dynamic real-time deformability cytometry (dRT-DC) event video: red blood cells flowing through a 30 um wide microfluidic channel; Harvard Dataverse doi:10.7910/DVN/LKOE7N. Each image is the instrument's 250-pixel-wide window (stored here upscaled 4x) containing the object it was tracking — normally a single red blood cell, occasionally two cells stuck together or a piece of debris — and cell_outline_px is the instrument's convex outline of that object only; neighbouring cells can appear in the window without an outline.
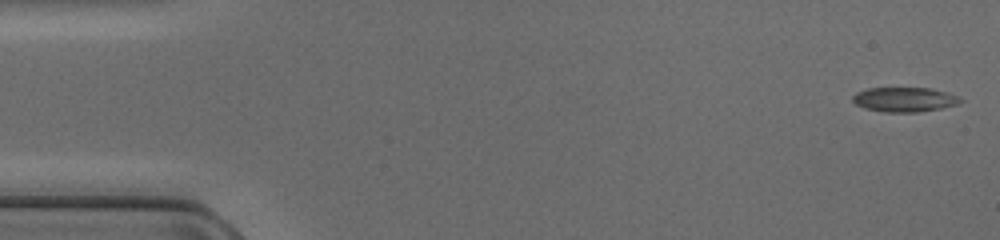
{"species": "common noctule bat (a hibernating species)", "species_latin": "Nyctalus noctula", "temperature_condition": "cold", "stored_images_in_passage": 48, "camera_frame_rate_fps": 3000, "um_per_image_px": 0.085, "animal": {"sex": "female", "body_mass_g": 17.0, "forearm_length_mm": 48.0}, "frame": {"image": 1, "passage_image": 1, "time_ms": 0.0, "image_size_px": [1000, 240], "cell_outline_px": [[964, 100], [956, 104], [940, 108], [916, 112], [884, 112], [864, 108], [856, 104], [852, 100], [852, 96], [856, 92], [868, 88], [928, 88], [944, 92], [956, 96]], "centroid_in_image_um": [76.81, 8.46], "position_along_channel_um": 8.2, "area_um2": 15.2}}
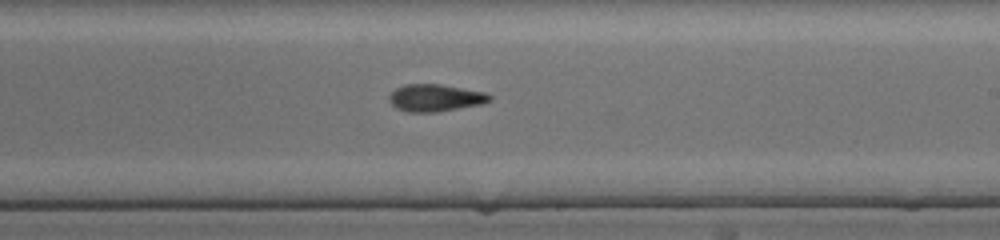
{"frame": {"image": 2, "passage_image": 28, "time_ms": 9.0, "image_size_px": [1000, 240], "cell_outline_px": [[492, 100], [480, 104], [436, 112], [408, 112], [396, 108], [388, 100], [388, 96], [396, 88], [404, 84], [440, 84], [484, 92], [492, 96]], "centroid_in_image_um": [36.97, 8.31], "position_along_channel_um": 252.0, "area_um2": 15.84}}
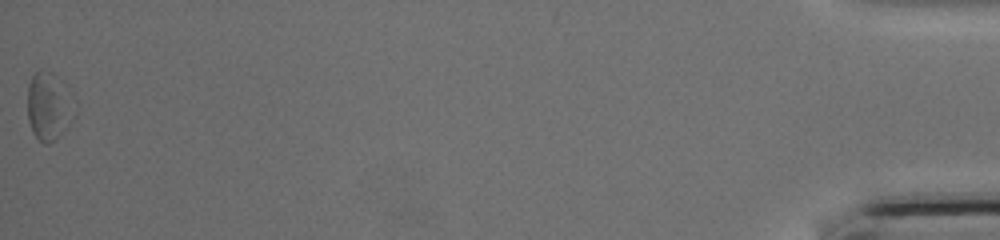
{"frame": {"image": 3, "passage_image": 48, "time_ms": 15.667, "image_size_px": [1000, 240], "cell_outline_px": [[68, 96], [60, 132], [48, 144], [44, 144], [32, 132], [28, 120], [28, 84], [32, 76], [40, 68], [44, 68], [52, 72], [68, 84]], "centroid_in_image_um": [3.96, 8.88], "position_along_channel_um": 431.2, "area_um2": 16.82}}